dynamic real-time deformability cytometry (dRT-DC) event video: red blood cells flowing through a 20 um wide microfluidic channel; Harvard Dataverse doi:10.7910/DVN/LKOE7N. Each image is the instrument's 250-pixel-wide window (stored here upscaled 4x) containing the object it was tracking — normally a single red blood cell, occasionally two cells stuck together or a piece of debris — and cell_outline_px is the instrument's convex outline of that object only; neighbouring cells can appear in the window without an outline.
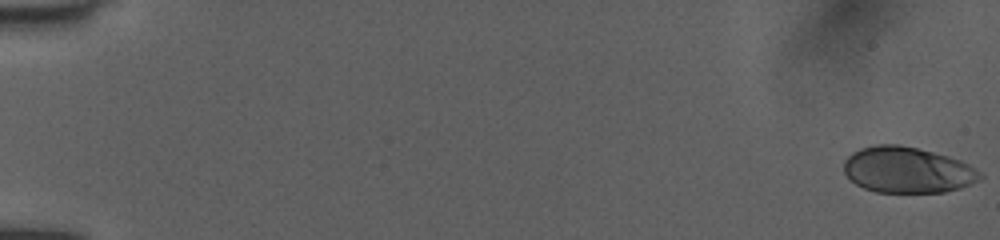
{"species": "human", "species_latin": "Homo sapiens", "temperature_condition": "room temperature", "stored_images_in_passage": 53, "camera_frame_rate_fps": 3000, "um_per_image_px": 0.085, "donor": {"sex": "female"}, "frame": {"image": 1, "passage_image": 1, "time_ms": 0.0, "image_size_px": [1000, 240], "cell_outline_px": [[984, 176], [980, 180], [960, 188], [944, 192], [876, 192], [864, 188], [856, 184], [844, 172], [844, 160], [852, 152], [860, 148], [876, 144], [900, 144], [948, 156], [960, 160], [976, 168]], "centroid_in_image_um": [77.13, 14.44], "position_along_channel_um": 7.9, "area_um2": 36.53}}
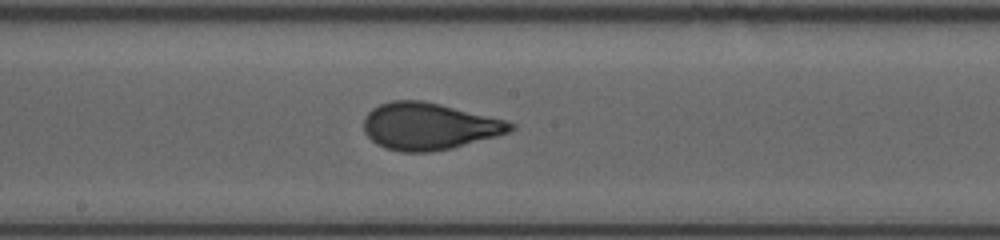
{"frame": {"image": 2, "passage_image": 30, "time_ms": 9.667, "image_size_px": [1000, 240], "cell_outline_px": [[516, 128], [508, 132], [496, 136], [452, 148], [432, 152], [400, 152], [384, 148], [376, 144], [364, 132], [364, 116], [372, 108], [380, 104], [392, 100], [420, 100], [440, 104], [504, 120], [516, 124]], "centroid_in_image_um": [36.42, 10.74], "position_along_channel_um": 211.8, "area_um2": 40.06}}
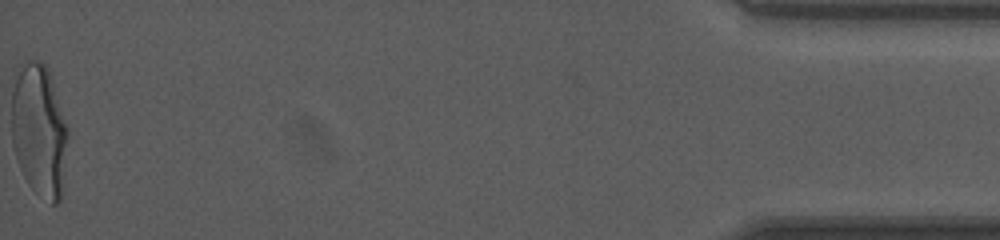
{"frame": {"image": 3, "passage_image": 53, "time_ms": 17.333, "image_size_px": [1000, 240], "cell_outline_px": [[68, 136], [60, 200], [56, 204], [52, 204], [36, 192], [28, 184], [20, 168], [12, 144], [12, 92], [20, 64], [28, 60], [40, 60], [48, 68], [68, 132]], "centroid_in_image_um": [3.31, 11.07], "position_along_channel_um": 431.9, "area_um2": 42.95}, "authors_computed_cell_mechanics": {"area_um2": 39.1306, "velocity_mm_per_s": 4.0215, "shape_relaxation_time_tau1_ms": 4.4544, "shape_relaxation_time_tau2_ms": null, "deformation_change_tau1": 0.184, "deformation_change_tau2": null}}